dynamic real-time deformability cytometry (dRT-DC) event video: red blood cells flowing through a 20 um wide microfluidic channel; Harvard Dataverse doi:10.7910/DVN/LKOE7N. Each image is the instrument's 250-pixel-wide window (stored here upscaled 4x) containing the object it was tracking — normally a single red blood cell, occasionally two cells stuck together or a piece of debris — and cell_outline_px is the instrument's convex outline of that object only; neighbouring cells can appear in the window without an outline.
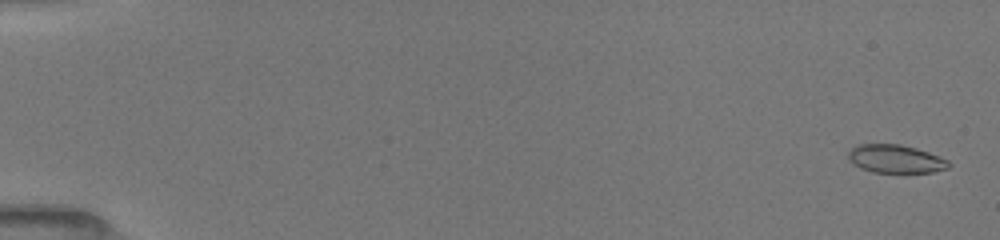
{"species": "common noctule bat (a hibernating species)", "species_latin": "Nyctalus noctula", "temperature_condition": "room temperature", "stored_images_in_passage": 35, "camera_frame_rate_fps": 3000, "um_per_image_px": 0.085, "animal": {"sex": "female", "body_mass_g": 19.5, "forearm_length_mm": 54.1}, "frame": {"image": 1, "passage_image": 2, "time_ms": 0.333, "image_size_px": [1000, 240], "cell_outline_px": [[952, 164], [948, 168], [932, 172], [872, 172], [860, 168], [848, 156], [848, 152], [856, 144], [900, 144], [916, 148], [928, 152], [948, 160]], "centroid_in_image_um": [76.15, 13.5], "position_along_channel_um": 8.9, "area_um2": 16.36}}
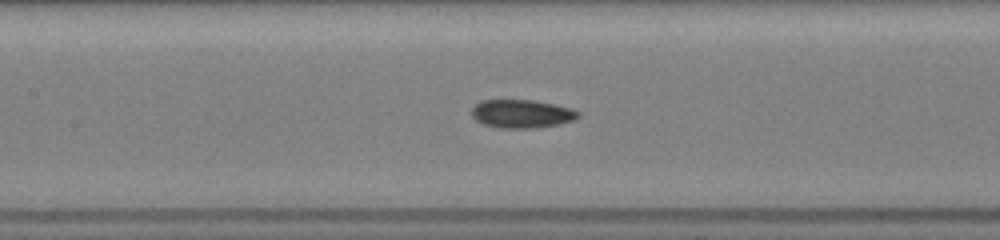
{"frame": {"image": 2, "passage_image": 17, "time_ms": 8.333, "image_size_px": [1000, 240], "cell_outline_px": [[580, 116], [572, 120], [560, 124], [536, 128], [500, 128], [484, 124], [476, 120], [472, 116], [472, 108], [480, 100], [536, 100], [572, 108], [580, 112]], "centroid_in_image_um": [44.36, 9.67], "position_along_channel_um": 163.0, "area_um2": 17.69}}
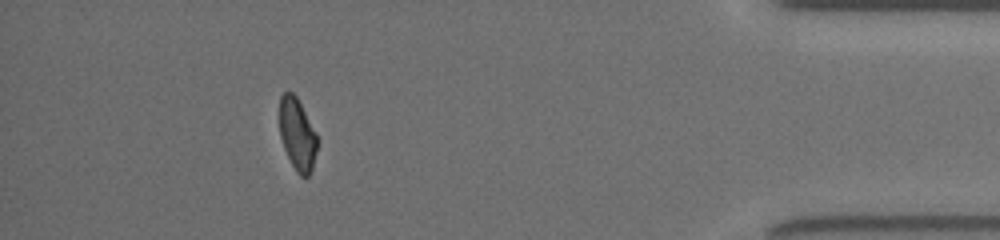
{"frame": {"image": 3, "passage_image": 31, "time_ms": 15.667, "image_size_px": [1000, 240], "cell_outline_px": [[316, 152], [312, 168], [308, 176], [300, 176], [296, 172], [284, 148], [280, 136], [280, 96], [284, 92], [292, 92], [296, 96], [316, 132]], "centroid_in_image_um": [25.26, 11.41], "position_along_channel_um": 409.9, "area_um2": 15.55}, "authors_computed_cell_mechanics": {"area_um2": 17.2822, "velocity_mm_per_s": 4.0012, "shape_relaxation_time_tau1_ms": null, "shape_relaxation_time_tau2_ms": 2.0887, "deformation_change_tau1": null, "deformation_change_tau2": 0.0641}}